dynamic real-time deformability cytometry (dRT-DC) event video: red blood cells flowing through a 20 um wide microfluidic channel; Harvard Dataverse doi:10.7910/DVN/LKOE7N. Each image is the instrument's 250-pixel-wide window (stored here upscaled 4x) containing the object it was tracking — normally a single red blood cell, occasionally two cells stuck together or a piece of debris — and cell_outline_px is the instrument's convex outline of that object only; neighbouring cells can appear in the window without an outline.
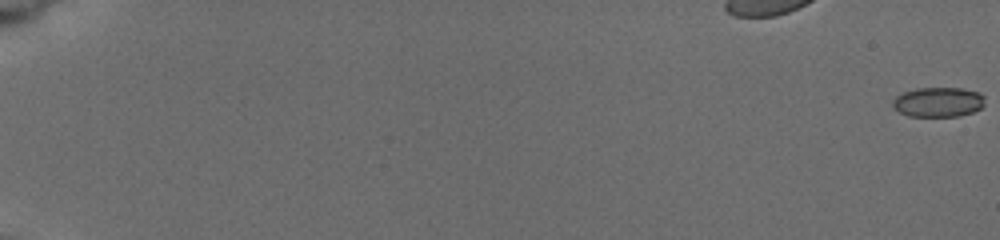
{"species": "common noctule bat (a hibernating species)", "species_latin": "Nyctalus noctula", "temperature_condition": "cold", "stored_images_in_passage": 13, "camera_frame_rate_fps": 3000, "um_per_image_px": 0.085, "animal": {"sex": "female", "body_mass_g": 19.5, "forearm_length_mm": 54.1}, "frame": {"image": 1, "passage_image": 1, "time_ms": 0.0, "image_size_px": [1000, 240], "cell_outline_px": [[984, 104], [980, 108], [972, 112], [956, 116], [908, 116], [900, 112], [892, 104], [892, 100], [896, 96], [904, 92], [916, 88], [960, 88], [976, 92], [984, 96]], "centroid_in_image_um": [79.73, 8.67], "position_along_channel_um": 5.3, "area_um2": 15.78}}
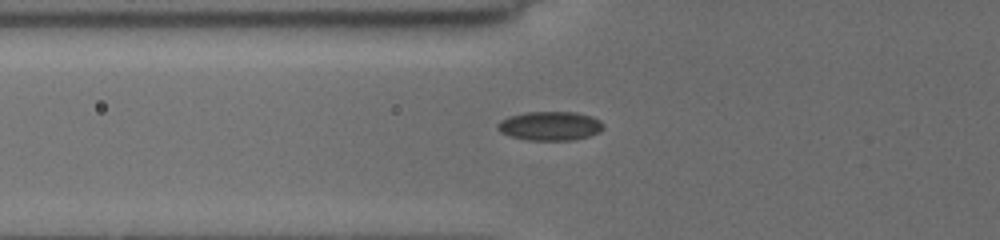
{"frame": {"image": 2, "passage_image": 10, "time_ms": 7.667, "image_size_px": [1000, 240], "cell_outline_px": [[604, 128], [600, 132], [588, 136], [572, 140], [528, 140], [512, 136], [500, 132], [496, 128], [496, 124], [500, 120], [508, 116], [524, 112], [576, 112], [592, 116], [600, 120], [604, 124]], "centroid_in_image_um": [46.75, 10.69], "position_along_channel_um": 79.1, "area_um2": 18.03}}
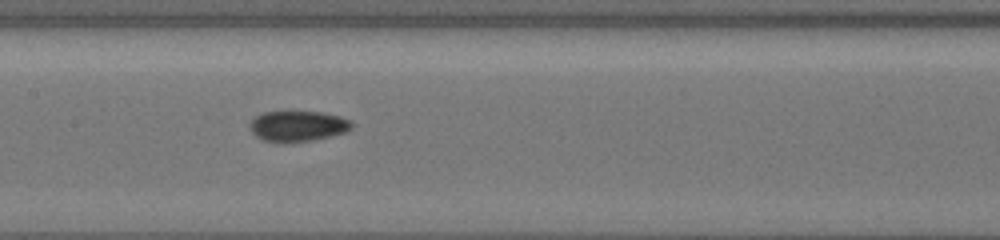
{"frame": {"image": 3, "passage_image": 13, "time_ms": 10.333, "image_size_px": [1000, 240], "cell_outline_px": [[352, 128], [344, 132], [312, 140], [284, 144], [264, 140], [256, 136], [252, 132], [248, 124], [256, 116], [264, 112], [288, 108], [324, 112], [340, 116], [348, 120], [352, 124]], "centroid_in_image_um": [25.25, 10.67], "position_along_channel_um": 182.1, "area_um2": 19.02}}